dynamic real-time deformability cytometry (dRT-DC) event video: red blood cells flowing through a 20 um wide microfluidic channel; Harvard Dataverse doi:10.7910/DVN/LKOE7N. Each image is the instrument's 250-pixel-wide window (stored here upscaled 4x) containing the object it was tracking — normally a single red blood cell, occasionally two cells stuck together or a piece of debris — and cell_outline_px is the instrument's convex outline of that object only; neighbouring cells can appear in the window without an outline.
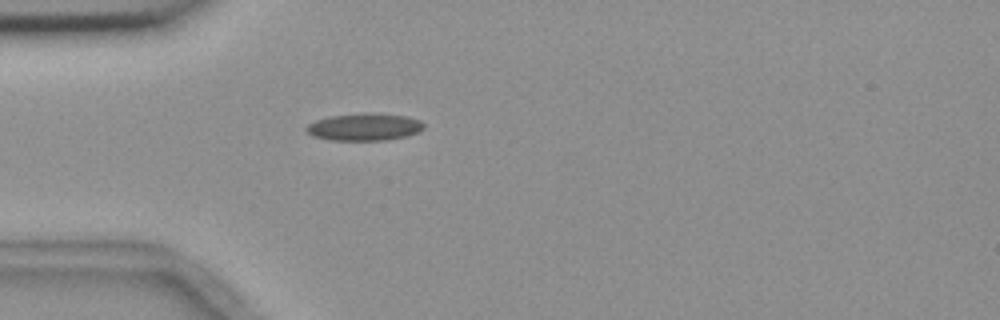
{"species": "common noctule bat (a hibernating species)", "species_latin": "Nyctalus noctula", "temperature_condition": "room temperature", "stored_images_in_passage": 1, "camera_frame_rate_fps": 3000, "um_per_image_px": 0.085, "animal": {"sex": "female", "body_mass_g": 18.4}, "frame": {"image": 1, "passage_image": 1, "time_ms": 0.0, "image_size_px": [1000, 320], "cell_outline_px": [[424, 128], [416, 132], [404, 136], [388, 140], [332, 140], [312, 136], [304, 128], [308, 124], [316, 120], [332, 116], [360, 112], [372, 112], [408, 116], [420, 120], [424, 124]], "centroid_in_image_um": [30.97, 10.77], "position_along_channel_um": 54.0, "area_um2": 18.79}}